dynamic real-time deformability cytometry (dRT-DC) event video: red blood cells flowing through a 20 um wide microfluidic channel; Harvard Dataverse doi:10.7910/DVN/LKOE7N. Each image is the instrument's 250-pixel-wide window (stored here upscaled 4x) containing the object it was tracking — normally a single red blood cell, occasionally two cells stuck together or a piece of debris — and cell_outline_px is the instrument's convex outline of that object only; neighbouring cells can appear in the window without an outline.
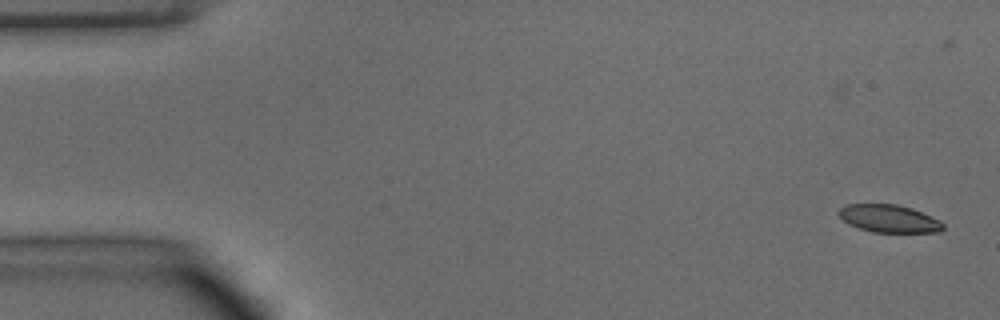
{"species": "common noctule bat (a hibernating species)", "species_latin": "Nyctalus noctula", "temperature_condition": "warm", "stored_images_in_passage": 50, "camera_frame_rate_fps": 3000, "um_per_image_px": 0.085, "animal": {"sex": "male", "body_mass_g": 15.6}, "frame": {"image": 1, "passage_image": 1, "time_ms": 0.0, "image_size_px": [1000, 320], "cell_outline_px": [[944, 228], [940, 232], [872, 232], [848, 224], [836, 212], [840, 208], [848, 204], [896, 204], [912, 208], [940, 220], [944, 224]], "centroid_in_image_um": [75.57, 18.58], "position_along_channel_um": 9.4, "area_um2": 16.82}}
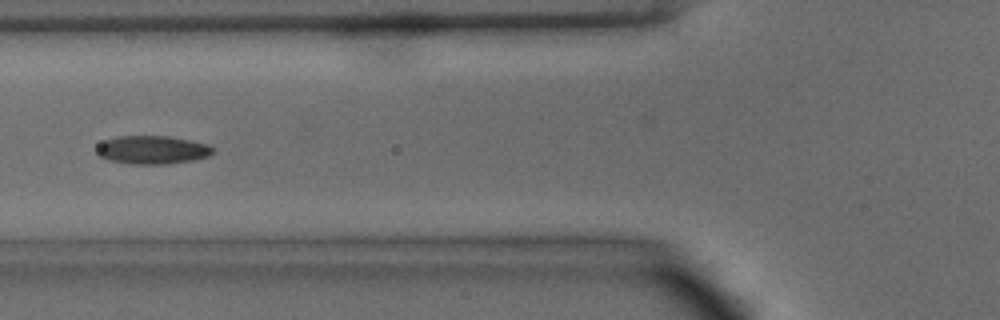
{"frame": {"image": 2, "passage_image": 18, "time_ms": 5.667, "image_size_px": [1000, 320], "cell_outline_px": [[216, 152], [208, 156], [192, 160], [164, 164], [132, 164], [108, 160], [100, 156], [96, 152], [96, 148], [104, 140], [116, 136], [168, 136], [208, 144], [216, 148]], "centroid_in_image_um": [12.96, 12.73], "position_along_channel_um": 112.8, "area_um2": 19.25}}
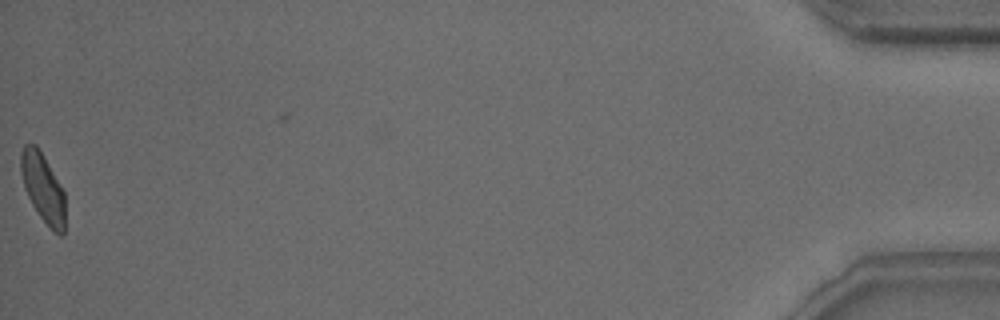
{"frame": {"image": 3, "passage_image": 49, "time_ms": 16.0, "image_size_px": [1000, 320], "cell_outline_px": [[64, 232], [60, 236], [40, 216], [32, 204], [24, 188], [20, 172], [20, 152], [24, 144], [36, 144], [60, 184], [64, 192]], "centroid_in_image_um": [3.62, 15.92], "position_along_channel_um": 431.6, "area_um2": 17.46}, "authors_computed_cell_mechanics": {"area_um2": 18.5538, "velocity_mm_per_s": 4.0616, "shape_relaxation_time_tau1_ms": 2.6637, "shape_relaxation_time_tau2_ms": 1.7029, "deformation_change_tau1": 0.1288, "deformation_change_tau2": 0.0536}}